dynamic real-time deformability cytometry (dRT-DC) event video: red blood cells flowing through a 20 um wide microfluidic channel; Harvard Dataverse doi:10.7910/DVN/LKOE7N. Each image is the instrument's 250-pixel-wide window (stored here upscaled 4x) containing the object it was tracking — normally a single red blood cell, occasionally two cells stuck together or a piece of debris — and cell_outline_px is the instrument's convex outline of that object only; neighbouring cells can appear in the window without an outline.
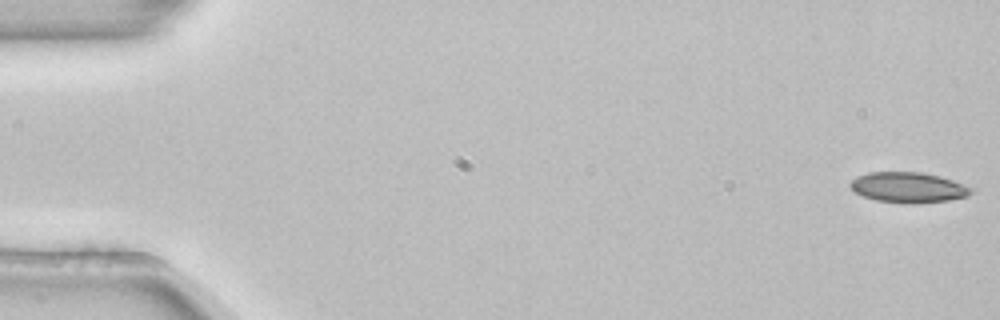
{"species": "common noctule bat (a hibernating species)", "species_latin": "Nyctalus noctula", "temperature_condition": "room temperature", "stored_images_in_passage": 53, "camera_frame_rate_fps": 3000, "um_per_image_px": 0.085, "animal": {"sex": "female", "body_mass_g": 22.7, "forearm_length_mm": 54.2}, "frame": {"image": 1, "passage_image": 1, "time_ms": 0.0, "image_size_px": [1000, 320], "cell_outline_px": [[976, 188], [968, 196], [948, 200], [876, 200], [864, 196], [856, 192], [848, 184], [856, 176], [868, 172], [920, 172], [940, 176]], "centroid_in_image_um": [77.22, 15.86], "position_along_channel_um": 7.8, "area_um2": 20.4}}
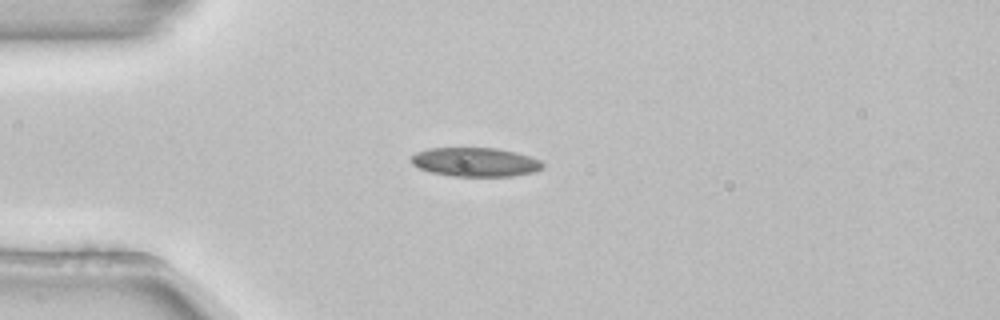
{"frame": {"image": 2, "passage_image": 14, "time_ms": 4.333, "image_size_px": [1000, 320], "cell_outline_px": [[544, 168], [536, 172], [512, 176], [452, 176], [432, 172], [420, 168], [412, 164], [412, 156], [416, 152], [428, 148], [496, 148], [516, 152], [540, 160], [544, 164]], "centroid_in_image_um": [40.44, 13.78], "position_along_channel_um": 44.6, "area_um2": 22.2}}
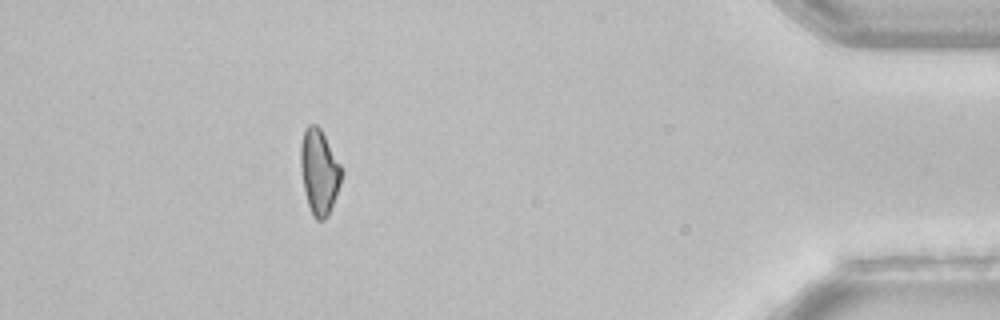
{"frame": {"image": 3, "passage_image": 48, "time_ms": 15.667, "image_size_px": [1000, 320], "cell_outline_px": [[344, 172], [336, 196], [328, 216], [324, 220], [316, 220], [312, 216], [308, 204], [304, 188], [300, 164], [300, 144], [304, 132], [308, 124], [316, 124], [320, 128], [340, 164]], "centroid_in_image_um": [27.14, 14.62], "position_along_channel_um": 408.1, "area_um2": 20.23}, "authors_computed_cell_mechanics": {"area_um2": 21.4438, "velocity_mm_per_s": 3.8777, "shape_relaxation_time_tau1_ms": 8.9796, "shape_relaxation_time_tau2_ms": null, "deformation_change_tau1": 0.159, "deformation_change_tau2": null}}